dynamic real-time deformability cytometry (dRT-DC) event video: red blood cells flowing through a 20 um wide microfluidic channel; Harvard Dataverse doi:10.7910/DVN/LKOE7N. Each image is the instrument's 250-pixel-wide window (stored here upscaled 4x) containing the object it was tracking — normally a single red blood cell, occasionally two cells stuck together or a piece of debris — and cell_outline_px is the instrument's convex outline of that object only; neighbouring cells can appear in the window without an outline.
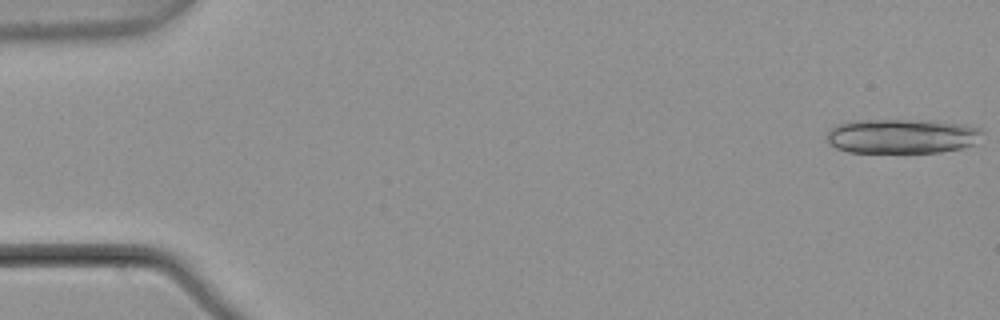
{"species": "common noctule bat (a hibernating species)", "species_latin": "Nyctalus noctula", "temperature_condition": "warm", "stored_images_in_passage": 4, "camera_frame_rate_fps": 3000, "um_per_image_px": 0.085, "animal": {"sex": "male", "body_mass_g": 21.5, "forearm_length_mm": 52.0}, "frame": {"image": 1, "passage_image": 1, "time_ms": 0.0, "image_size_px": [1000, 320], "cell_outline_px": [[984, 132], [976, 144], [960, 148], [940, 152], [848, 152], [836, 148], [828, 140], [828, 132], [836, 124], [856, 120], [932, 120], [968, 124], [980, 128]], "centroid_in_image_um": [76.73, 11.56], "position_along_channel_um": 8.3, "area_um2": 31.56}}